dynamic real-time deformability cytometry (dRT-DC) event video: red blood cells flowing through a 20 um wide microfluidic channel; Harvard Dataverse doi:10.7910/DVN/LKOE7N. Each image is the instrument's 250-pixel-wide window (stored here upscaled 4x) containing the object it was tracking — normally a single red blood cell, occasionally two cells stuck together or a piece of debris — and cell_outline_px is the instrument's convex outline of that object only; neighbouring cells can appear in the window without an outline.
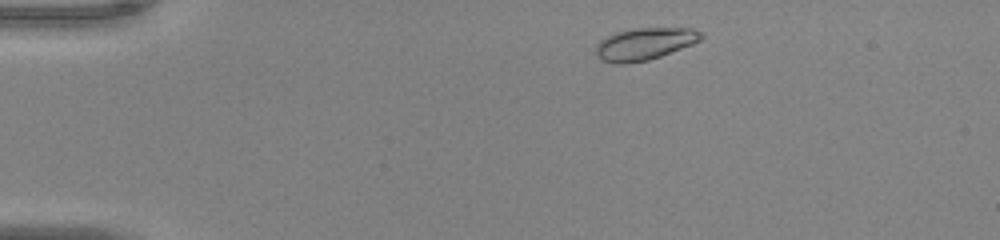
{"species": "common noctule bat (a hibernating species)", "species_latin": "Nyctalus noctula", "temperature_condition": "warm", "stored_images_in_passage": 43, "camera_frame_rate_fps": 3000, "um_per_image_px": 0.085, "animal": {"sex": "male", "body_mass_g": 20.0, "forearm_length_mm": 53.3}, "frame": {"image": 1, "passage_image": 1, "time_ms": 0.0, "image_size_px": [1000, 240], "cell_outline_px": [[704, 36], [700, 40], [692, 44], [660, 56], [648, 60], [624, 64], [616, 64], [600, 60], [596, 56], [596, 44], [600, 40], [616, 32], [636, 28], [692, 28], [700, 32]], "centroid_in_image_um": [54.76, 3.74], "position_along_channel_um": 30.2, "area_um2": 19.65}}
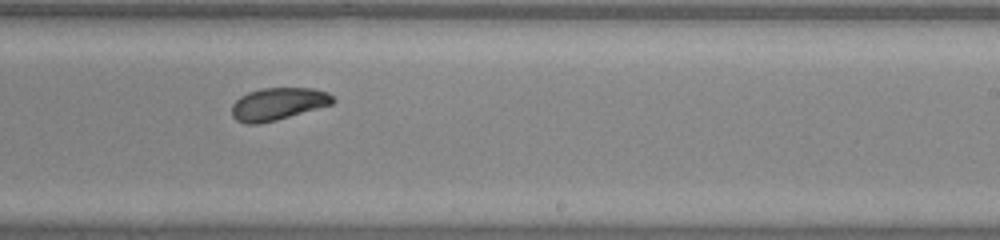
{"frame": {"image": 2, "passage_image": 24, "time_ms": 7.667, "image_size_px": [1000, 240], "cell_outline_px": [[336, 100], [332, 104], [276, 120], [256, 124], [244, 124], [236, 120], [232, 116], [232, 104], [240, 96], [248, 92], [260, 88], [316, 88], [328, 92]], "centroid_in_image_um": [23.62, 8.82], "position_along_channel_um": 265.4, "area_um2": 19.13}}
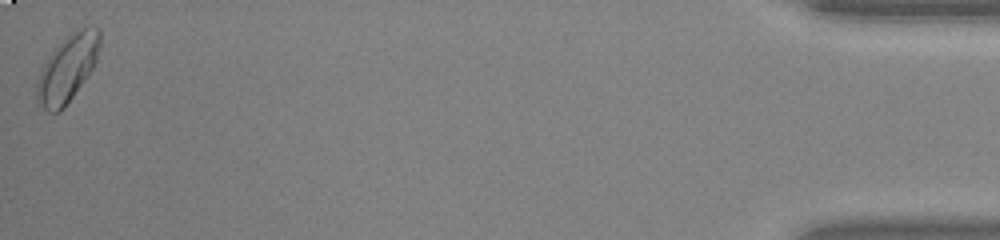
{"frame": {"image": 3, "passage_image": 43, "time_ms": 14.0, "image_size_px": [1000, 240], "cell_outline_px": [[100, 48], [96, 60], [92, 68], [84, 80], [64, 108], [60, 112], [48, 112], [36, 100], [36, 84], [40, 68], [52, 52], [68, 36], [88, 24], [100, 28]], "centroid_in_image_um": [5.74, 5.81], "position_along_channel_um": 429.5, "area_um2": 24.28}, "authors_computed_cell_mechanics": {"area_um2": 19.7098, "velocity_mm_per_s": 3.9872, "shape_relaxation_time_tau1_ms": 2.3814, "shape_relaxation_time_tau2_ms": null, "deformation_change_tau1": 0.1025, "deformation_change_tau2": null}}